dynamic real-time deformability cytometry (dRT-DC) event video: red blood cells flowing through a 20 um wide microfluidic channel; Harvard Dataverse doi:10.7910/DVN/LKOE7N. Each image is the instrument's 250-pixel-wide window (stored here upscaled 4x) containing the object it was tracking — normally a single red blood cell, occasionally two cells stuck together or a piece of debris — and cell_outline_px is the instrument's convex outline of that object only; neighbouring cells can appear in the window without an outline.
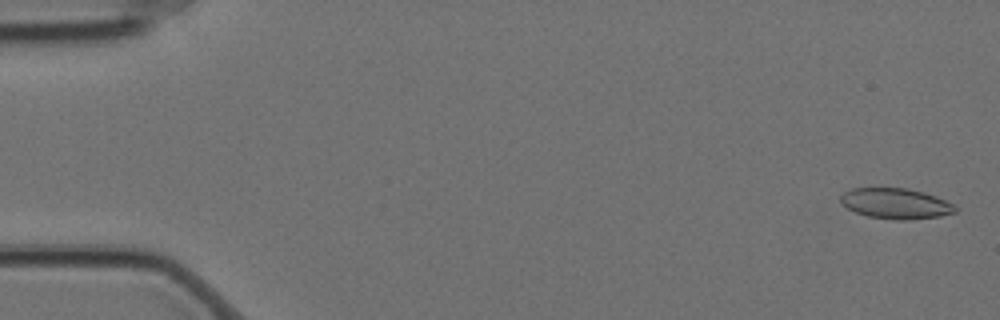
{"species": "Egyptian fruit bat (a non-hibernating species)", "species_latin": "Rousettus aegyptiacus", "temperature_condition": "cold", "stored_images_in_passage": 15, "camera_frame_rate_fps": 3000, "um_per_image_px": 0.085, "animal": {"sex": "female"}, "frame": {"image": 1, "passage_image": 1, "time_ms": 0.0, "image_size_px": [1000, 320], "cell_outline_px": [[956, 212], [940, 216], [908, 220], [896, 220], [868, 216], [856, 212], [848, 208], [840, 200], [840, 196], [844, 192], [852, 188], [908, 188], [924, 192], [936, 196], [952, 204], [956, 208]], "centroid_in_image_um": [76.14, 17.3], "position_along_channel_um": 8.9, "area_um2": 20.29}}
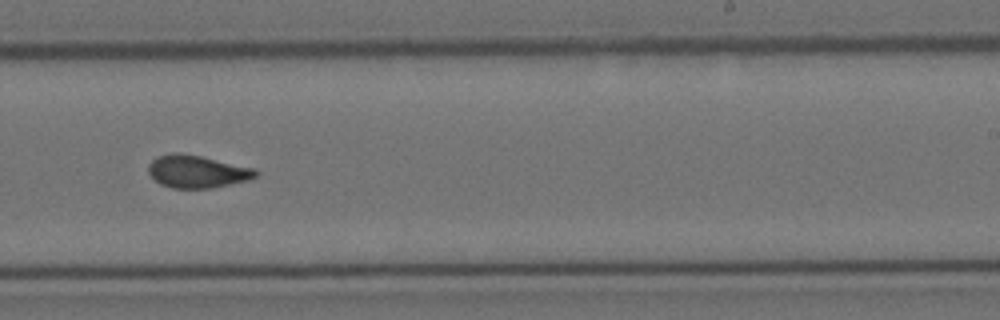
{"frame": {"image": 2, "passage_image": 10, "time_ms": 3.0, "image_size_px": [1000, 320], "cell_outline_px": [[260, 172], [256, 176], [248, 180], [212, 188], [172, 188], [160, 184], [148, 172], [148, 164], [156, 156], [172, 152], [180, 152], [200, 156], [256, 168]], "centroid_in_image_um": [16.75, 14.57], "position_along_channel_um": 272.2, "area_um2": 20.52}}
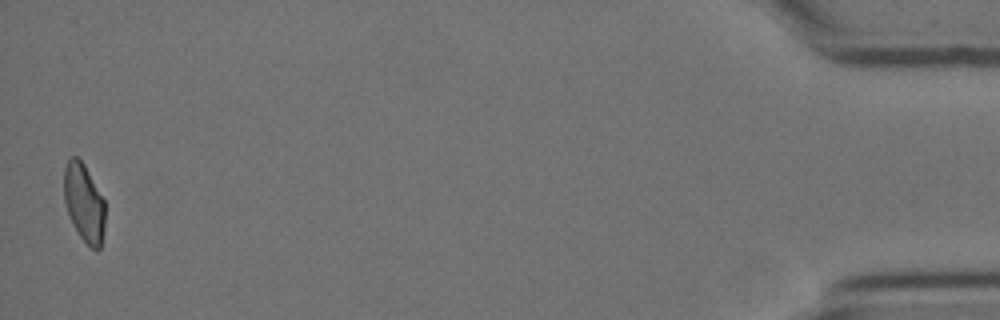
{"frame": {"image": 3, "passage_image": 15, "time_ms": 4.667, "image_size_px": [1000, 320], "cell_outline_px": [[104, 228], [100, 248], [96, 252], [80, 236], [72, 224], [64, 200], [64, 168], [68, 160], [72, 156], [76, 156], [84, 164], [104, 200]], "centroid_in_image_um": [7.13, 17.24], "position_along_channel_um": 428.1, "area_um2": 18.5}}